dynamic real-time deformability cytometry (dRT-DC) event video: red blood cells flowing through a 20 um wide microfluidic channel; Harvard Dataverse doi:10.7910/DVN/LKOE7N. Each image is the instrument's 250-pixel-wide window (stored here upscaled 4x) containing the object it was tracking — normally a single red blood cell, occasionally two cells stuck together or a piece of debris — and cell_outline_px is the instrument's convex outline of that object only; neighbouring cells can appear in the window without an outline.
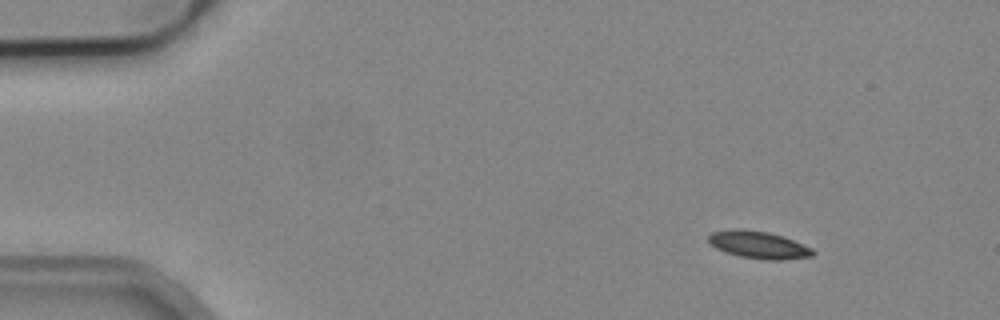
{"species": "common noctule bat (a hibernating species)", "species_latin": "Nyctalus noctula", "temperature_condition": "cold", "stored_images_in_passage": 2, "camera_frame_rate_fps": 3000, "um_per_image_px": 0.085, "animal": {"sex": "male", "body_mass_g": 19.2, "forearm_length_mm": 51.8}, "frame": {"image": 1, "passage_image": 1, "time_ms": 0.0, "image_size_px": [1000, 320], "cell_outline_px": [[816, 252], [812, 256], [780, 260], [764, 260], [740, 256], [724, 252], [716, 248], [708, 240], [708, 236], [712, 232], [732, 228], [744, 228], [768, 232], [784, 236], [812, 248]], "centroid_in_image_um": [64.47, 20.8], "position_along_channel_um": 20.5, "area_um2": 16.82}}